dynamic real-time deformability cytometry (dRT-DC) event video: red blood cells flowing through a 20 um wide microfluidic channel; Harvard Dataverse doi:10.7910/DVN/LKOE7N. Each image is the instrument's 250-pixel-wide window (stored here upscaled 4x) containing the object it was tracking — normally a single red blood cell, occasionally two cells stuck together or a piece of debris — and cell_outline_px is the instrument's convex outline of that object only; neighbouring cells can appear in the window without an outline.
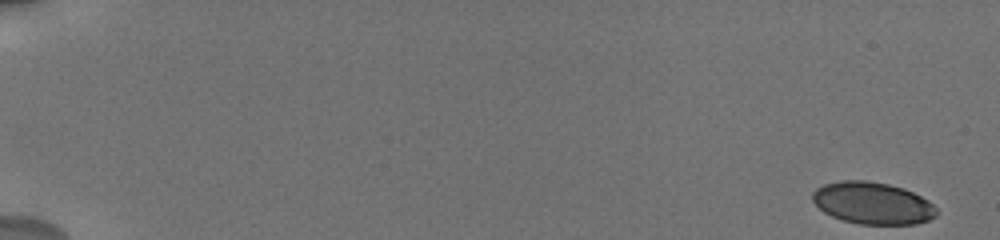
{"species": "human", "species_latin": "Homo sapiens", "temperature_condition": "cold", "stored_images_in_passage": 24, "camera_frame_rate_fps": 3000, "um_per_image_px": 0.085, "donor": {"sex": "male"}, "frame": {"image": 1, "passage_image": 1, "time_ms": 0.0, "image_size_px": [1000, 240], "cell_outline_px": [[936, 216], [928, 220], [916, 224], [860, 224], [844, 220], [832, 216], [824, 212], [812, 200], [812, 192], [816, 188], [824, 184], [840, 180], [864, 180], [888, 184], [904, 188], [928, 200], [936, 208]], "centroid_in_image_um": [74.16, 17.26], "position_along_channel_um": 10.8, "area_um2": 30.29}}
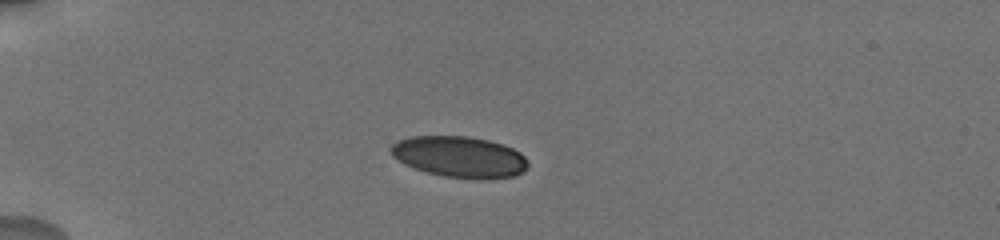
{"frame": {"image": 2, "passage_image": 20, "time_ms": 5.0, "image_size_px": [1000, 240], "cell_outline_px": [[528, 168], [524, 172], [516, 176], [476, 180], [444, 176], [428, 172], [404, 164], [392, 156], [388, 148], [396, 140], [408, 136], [468, 136], [488, 140], [504, 144], [520, 152], [528, 160]], "centroid_in_image_um": [39.07, 13.33], "position_along_channel_um": 45.9, "area_um2": 33.35}}